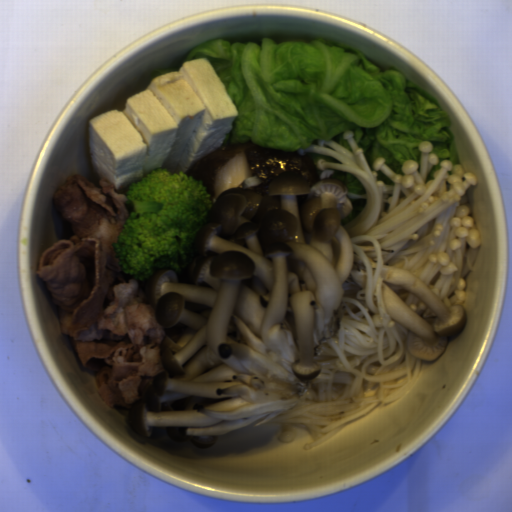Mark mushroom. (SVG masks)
Wrapping results in <instances>:
<instances>
[{
	"label": "mushroom",
	"mask_w": 512,
	"mask_h": 512,
	"mask_svg": "<svg viewBox=\"0 0 512 512\" xmlns=\"http://www.w3.org/2000/svg\"><path fill=\"white\" fill-rule=\"evenodd\" d=\"M282 172L295 173L309 188L321 179L311 157L295 150L257 147L251 140L221 143L219 148L184 171L185 175L201 182L213 204L228 189H247L263 196Z\"/></svg>",
	"instance_id": "mushroom-1"
}]
</instances>
